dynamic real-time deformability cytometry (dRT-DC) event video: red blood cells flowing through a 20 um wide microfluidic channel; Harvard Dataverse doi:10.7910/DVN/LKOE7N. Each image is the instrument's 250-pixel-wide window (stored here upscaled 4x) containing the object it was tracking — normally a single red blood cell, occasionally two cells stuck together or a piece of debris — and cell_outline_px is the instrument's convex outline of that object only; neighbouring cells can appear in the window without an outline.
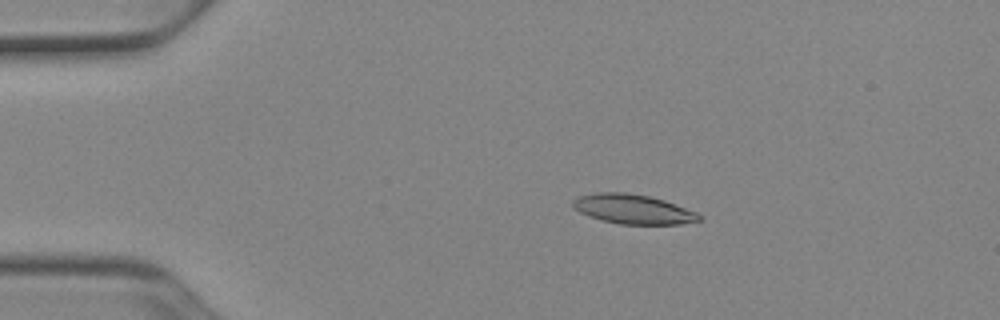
{"species": "Egyptian fruit bat (a non-hibernating species)", "species_latin": "Rousettus aegyptiacus", "temperature_condition": "cold", "stored_images_in_passage": 16, "segment_of_instrument_passage": [1, 2], "camera_frame_rate_fps": 3000, "um_per_image_px": 0.085, "animal": {"sex": "female"}, "frame": {"image": 1, "passage_image": 3, "time_ms": 0.667, "image_size_px": [1000, 320], "cell_outline_px": [[704, 216], [700, 220], [680, 224], [620, 224], [600, 220], [588, 216], [572, 208], [572, 200], [576, 196], [596, 192], [624, 192], [648, 196], [664, 200], [696, 212]], "centroid_in_image_um": [53.75, 17.77], "position_along_channel_um": 31.2, "area_um2": 21.85}}
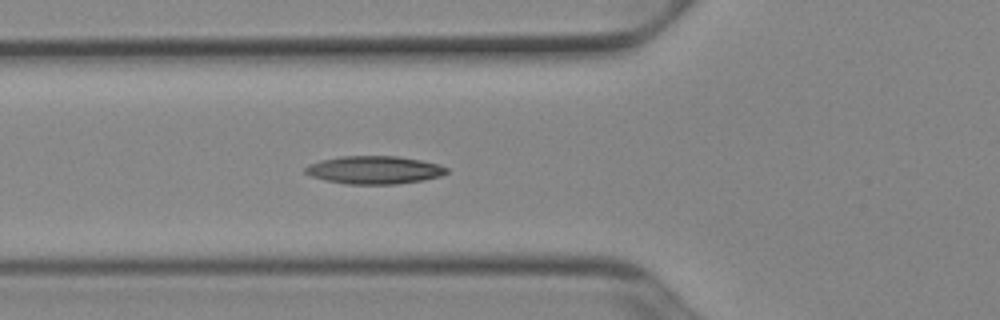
{"frame": {"image": 2, "passage_image": 12, "time_ms": 3.667, "image_size_px": [1000, 320], "cell_outline_px": [[448, 172], [440, 176], [424, 180], [396, 184], [348, 184], [324, 180], [312, 176], [304, 172], [304, 168], [308, 164], [320, 160], [340, 156], [400, 156], [440, 164], [448, 168]], "centroid_in_image_um": [31.81, 14.44], "position_along_channel_um": 94.0, "area_um2": 23.18}}
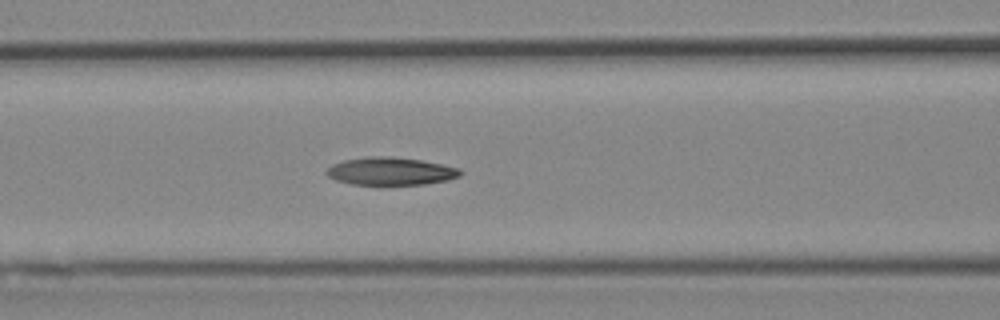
{"frame": {"image": 3, "passage_image": 15, "time_ms": 4.667, "image_size_px": [1000, 320], "cell_outline_px": [[464, 172], [460, 176], [448, 180], [424, 184], [380, 188], [352, 184], [336, 180], [328, 176], [324, 172], [332, 164], [344, 160], [368, 156], [388, 156], [420, 160], [460, 168]], "centroid_in_image_um": [33.18, 14.6], "position_along_channel_um": 133.4, "area_um2": 22.6}}